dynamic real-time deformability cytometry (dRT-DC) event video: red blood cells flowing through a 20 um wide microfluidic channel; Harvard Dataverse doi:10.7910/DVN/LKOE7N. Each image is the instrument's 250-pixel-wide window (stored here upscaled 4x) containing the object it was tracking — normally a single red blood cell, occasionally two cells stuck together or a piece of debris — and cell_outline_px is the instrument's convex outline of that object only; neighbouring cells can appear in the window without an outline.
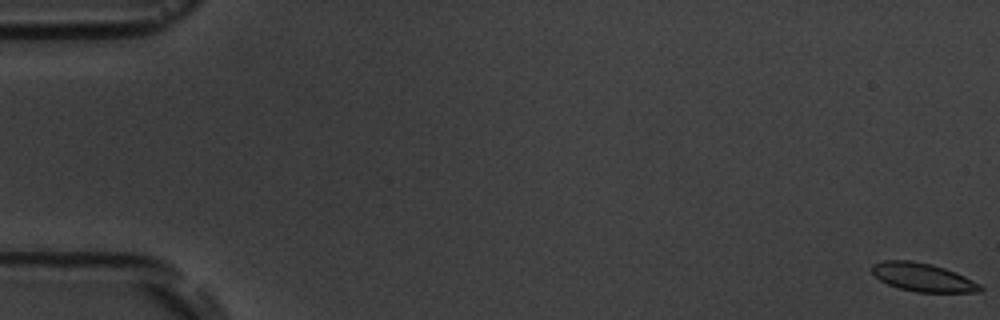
{"species": "common noctule bat (a hibernating species)", "species_latin": "Nyctalus noctula", "temperature_condition": "room temperature", "stored_images_in_passage": 6, "camera_frame_rate_fps": 3000, "um_per_image_px": 0.085, "animal": {"sex": "male", "body_mass_g": 19.5, "forearm_length_mm": 54.6}, "frame": {"image": 1, "passage_image": 1, "time_ms": 0.0, "image_size_px": [1000, 320], "cell_outline_px": [[984, 288], [980, 292], [916, 292], [900, 288], [888, 284], [880, 280], [872, 272], [872, 264], [884, 260], [912, 260], [932, 264], [956, 272], [980, 284]], "centroid_in_image_um": [78.45, 23.56], "position_along_channel_um": 6.6, "area_um2": 17.86}}
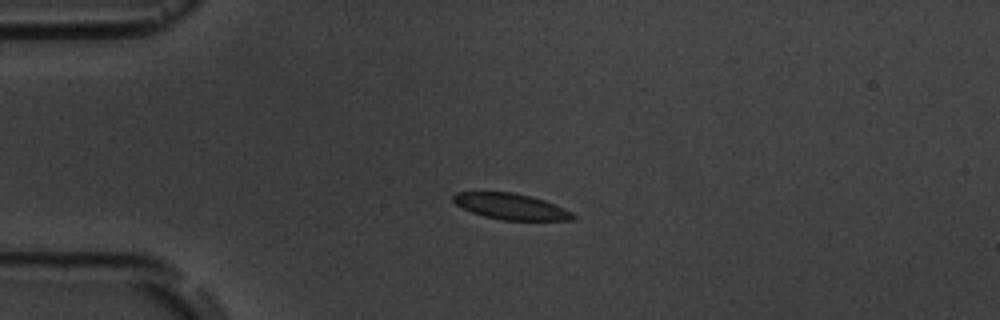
{"frame": {"image": 2, "passage_image": 5, "time_ms": 4.667, "image_size_px": [1000, 320], "cell_outline_px": [[576, 220], [500, 220], [484, 216], [472, 212], [456, 204], [452, 200], [452, 196], [456, 192], [512, 192], [532, 196], [544, 200], [564, 208], [572, 212], [576, 216]], "centroid_in_image_um": [43.45, 17.55], "position_along_channel_um": 41.6, "area_um2": 18.15}}